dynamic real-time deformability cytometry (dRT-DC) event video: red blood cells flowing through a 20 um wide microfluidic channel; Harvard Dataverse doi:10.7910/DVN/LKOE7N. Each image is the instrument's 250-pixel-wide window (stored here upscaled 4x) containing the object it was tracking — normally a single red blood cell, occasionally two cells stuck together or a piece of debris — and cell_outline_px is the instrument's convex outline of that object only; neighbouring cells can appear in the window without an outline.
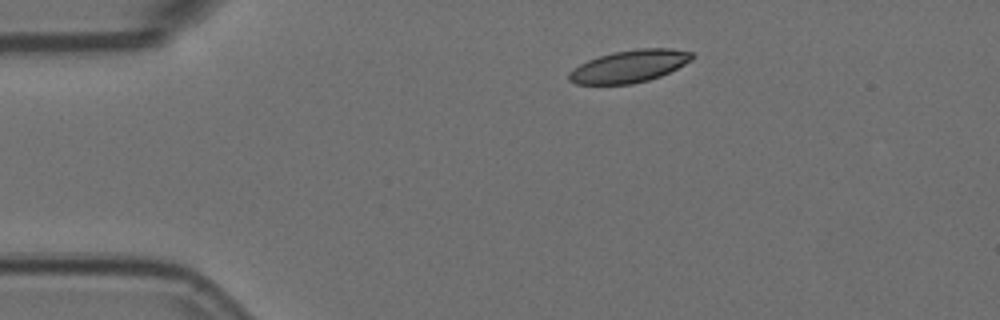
{"species": "Egyptian fruit bat (a non-hibernating species)", "species_latin": "Rousettus aegyptiacus", "temperature_condition": "room temperature", "stored_images_in_passage": 6, "camera_frame_rate_fps": 3000, "um_per_image_px": 0.085, "animal": {"sex": "female"}, "frame": {"image": 1, "passage_image": 1, "time_ms": 0.0, "image_size_px": [1000, 320], "cell_outline_px": [[696, 56], [692, 60], [660, 76], [648, 80], [632, 84], [576, 84], [568, 80], [568, 72], [572, 68], [588, 60], [612, 52], [636, 48], [672, 48], [692, 52]], "centroid_in_image_um": [53.48, 5.62], "position_along_channel_um": 31.5, "area_um2": 23.29}}
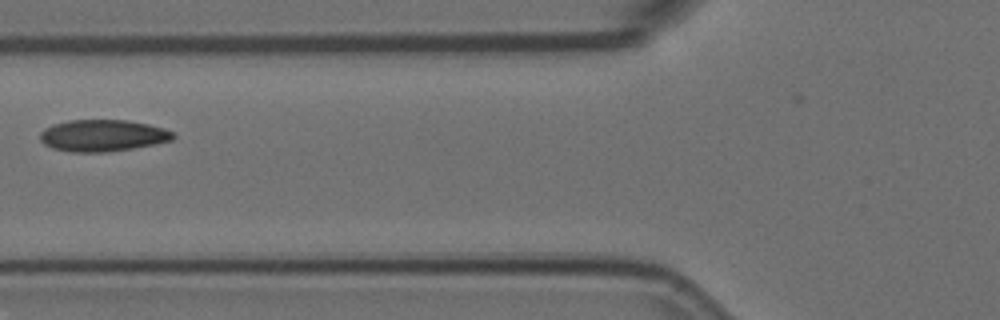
{"frame": {"image": 2, "passage_image": 4, "time_ms": 1.0, "image_size_px": [1000, 320], "cell_outline_px": [[176, 136], [172, 140], [132, 148], [104, 152], [72, 152], [52, 148], [44, 144], [40, 140], [40, 132], [44, 128], [52, 124], [68, 120], [128, 120], [148, 124], [164, 128], [172, 132]], "centroid_in_image_um": [8.69, 11.51], "position_along_channel_um": 117.1, "area_um2": 24.57}}
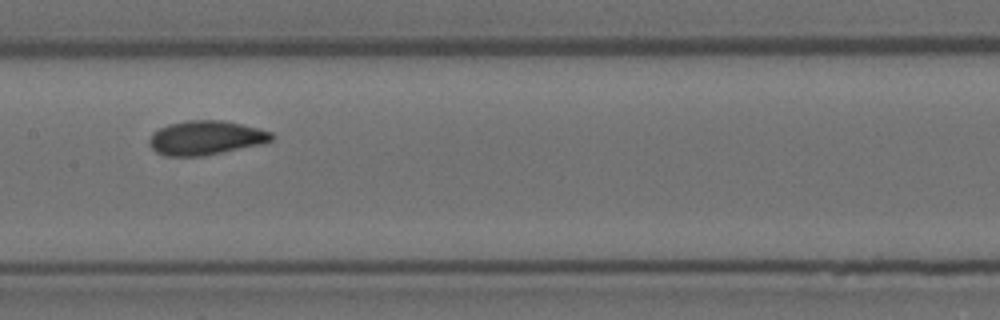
{"frame": {"image": 3, "passage_image": 6, "time_ms": 1.667, "image_size_px": [1000, 320], "cell_outline_px": [[276, 136], [272, 140], [264, 144], [204, 156], [172, 156], [156, 152], [148, 144], [148, 140], [152, 132], [168, 124], [184, 120], [224, 120], [260, 128], [272, 132]], "centroid_in_image_um": [17.53, 11.7], "position_along_channel_um": 189.9, "area_um2": 24.74}}